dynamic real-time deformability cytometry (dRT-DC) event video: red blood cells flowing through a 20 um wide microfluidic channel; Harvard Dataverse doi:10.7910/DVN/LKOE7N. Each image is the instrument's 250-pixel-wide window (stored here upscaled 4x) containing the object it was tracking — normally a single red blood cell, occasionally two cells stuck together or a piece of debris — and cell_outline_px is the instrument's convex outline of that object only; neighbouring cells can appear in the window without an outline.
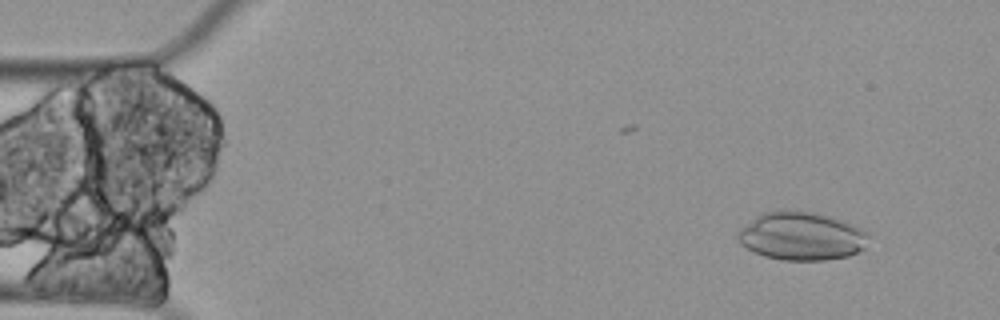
{"species": "Egyptian fruit bat (a non-hibernating species)", "species_latin": "Rousettus aegyptiacus", "temperature_condition": "cold", "stored_images_in_passage": 3, "camera_frame_rate_fps": 3000, "um_per_image_px": 0.085, "animal": {"sex": "female"}, "frame": {"image": 1, "passage_image": 1, "time_ms": 0.0, "image_size_px": [1000, 320], "cell_outline_px": [[868, 236], [864, 248], [848, 256], [824, 260], [784, 260], [764, 256], [740, 244], [736, 236], [736, 232], [740, 228], [756, 216], [764, 212], [776, 208], [784, 208], [816, 212], [840, 220], [860, 228], [868, 232]], "centroid_in_image_um": [68.07, 20.04], "position_along_channel_um": 16.9, "area_um2": 36.99}}